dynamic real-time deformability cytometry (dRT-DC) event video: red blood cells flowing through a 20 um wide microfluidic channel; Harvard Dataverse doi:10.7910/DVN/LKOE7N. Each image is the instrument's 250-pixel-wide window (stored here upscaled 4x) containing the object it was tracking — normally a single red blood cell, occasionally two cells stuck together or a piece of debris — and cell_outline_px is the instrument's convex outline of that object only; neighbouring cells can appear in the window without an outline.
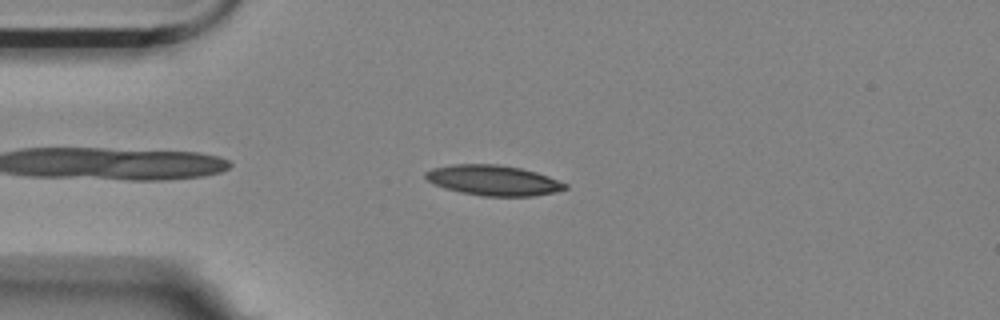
{"species": "Egyptian fruit bat (a non-hibernating species)", "species_latin": "Rousettus aegyptiacus", "temperature_condition": "room temperature", "stored_images_in_passage": 44, "camera_frame_rate_fps": 3000, "um_per_image_px": 0.085, "animal": {"sex": "female"}, "frame": {"image": 1, "passage_image": 5, "time_ms": 1.333, "image_size_px": [1000, 320], "cell_outline_px": [[568, 188], [556, 192], [532, 196], [480, 196], [460, 192], [444, 188], [432, 184], [424, 176], [424, 172], [432, 168], [452, 164], [496, 164], [520, 168], [536, 172], [548, 176], [568, 184]], "centroid_in_image_um": [41.91, 15.33], "position_along_channel_um": 43.1, "area_um2": 24.8}}
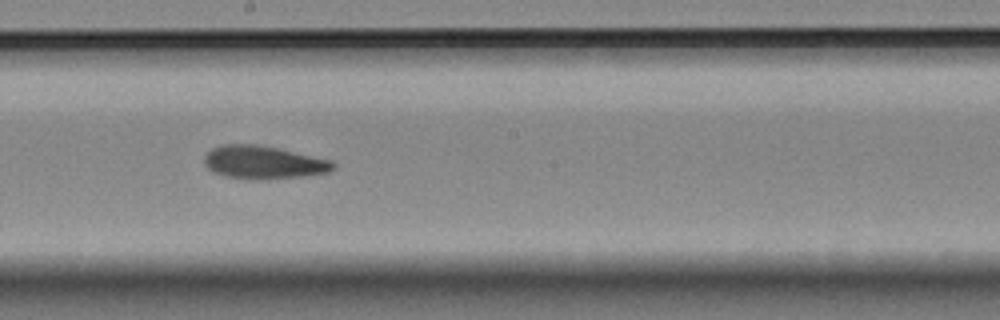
{"frame": {"image": 2, "passage_image": 22, "time_ms": 7.0, "image_size_px": [1000, 320], "cell_outline_px": [[336, 168], [332, 172], [308, 176], [248, 180], [224, 176], [212, 172], [204, 164], [204, 156], [212, 148], [224, 144], [252, 144], [276, 148], [332, 160], [336, 164]], "centroid_in_image_um": [22.41, 13.82], "position_along_channel_um": 225.8, "area_um2": 25.03}}
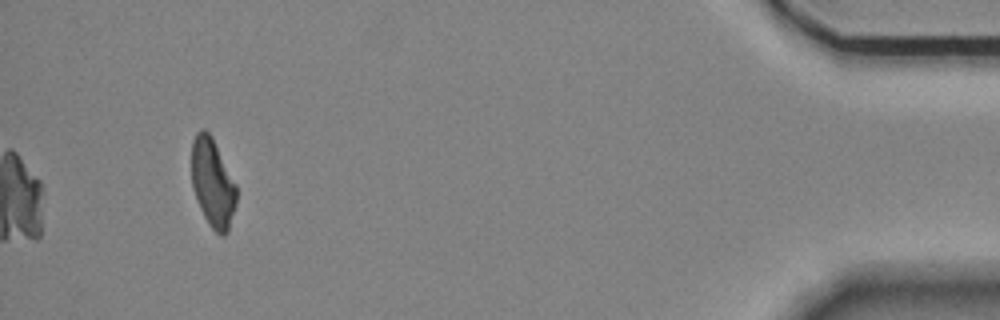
{"frame": {"image": 3, "passage_image": 44, "time_ms": 14.333, "image_size_px": [1000, 320], "cell_outline_px": [[236, 200], [228, 232], [224, 236], [220, 236], [208, 224], [200, 208], [192, 188], [192, 140], [196, 132], [200, 128], [204, 128], [212, 136], [236, 184]], "centroid_in_image_um": [18.06, 15.53], "position_along_channel_um": 417.1, "area_um2": 23.18}, "authors_computed_cell_mechanics": {"area_um2": 24.6806, "velocity_mm_per_s": 3.5544, "shape_relaxation_time_tau1_ms": 6.1543, "shape_relaxation_time_tau2_ms": 2.6366, "deformation_change_tau1": 0.1748, "deformation_change_tau2": 0.1094}}